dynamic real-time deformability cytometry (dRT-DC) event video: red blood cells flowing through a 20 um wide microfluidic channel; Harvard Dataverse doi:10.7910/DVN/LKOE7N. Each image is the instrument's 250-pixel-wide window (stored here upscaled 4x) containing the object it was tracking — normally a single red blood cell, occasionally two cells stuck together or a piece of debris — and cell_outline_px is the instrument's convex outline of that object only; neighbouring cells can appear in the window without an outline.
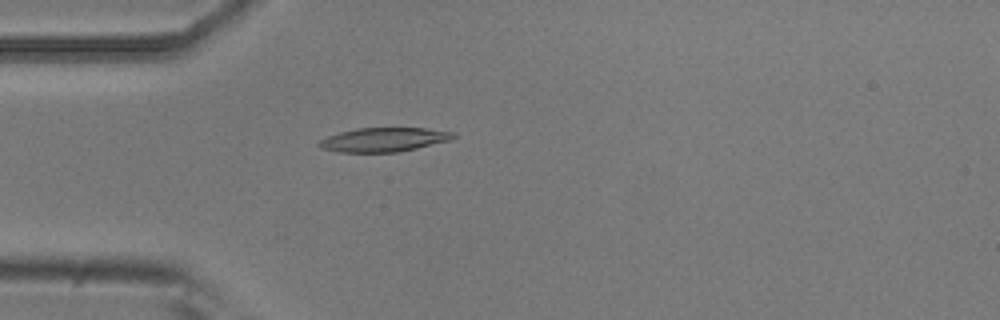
{"species": "common noctule bat (a hibernating species)", "species_latin": "Nyctalus noctula", "temperature_condition": "room temperature", "stored_images_in_passage": 5, "camera_frame_rate_fps": 3000, "um_per_image_px": 0.085, "animal": {"sex": "male", "body_mass_g": 20.5, "forearm_length_mm": 52.5}, "frame": {"image": 1, "passage_image": 5, "time_ms": 1.333, "image_size_px": [1000, 320], "cell_outline_px": [[456, 136], [448, 140], [416, 148], [396, 152], [340, 152], [320, 148], [316, 144], [320, 140], [328, 136], [340, 132], [356, 128], [428, 128], [456, 132]], "centroid_in_image_um": [32.6, 11.86], "position_along_channel_um": 52.4, "area_um2": 18.73}}